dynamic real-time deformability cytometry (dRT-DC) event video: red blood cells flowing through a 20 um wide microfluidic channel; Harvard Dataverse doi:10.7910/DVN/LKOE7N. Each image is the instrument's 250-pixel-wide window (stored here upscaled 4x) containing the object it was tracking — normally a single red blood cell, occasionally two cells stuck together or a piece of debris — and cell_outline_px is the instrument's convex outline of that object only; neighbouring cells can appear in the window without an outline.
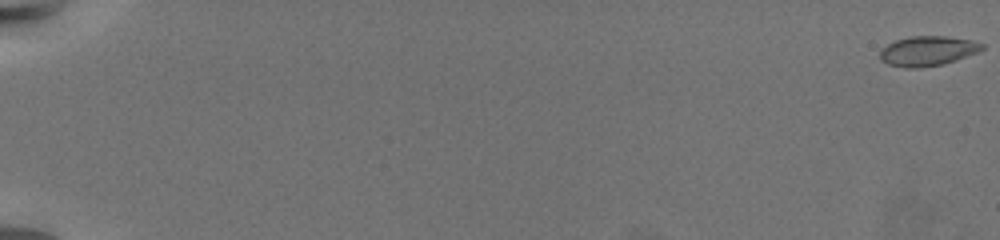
{"species": "common noctule bat (a hibernating species)", "species_latin": "Nyctalus noctula", "temperature_condition": "warm", "stored_images_in_passage": 67, "camera_frame_rate_fps": 3000, "um_per_image_px": 0.085, "animal": {"sex": "female", "body_mass_g": 19.5, "forearm_length_mm": 54.1}, "frame": {"image": 1, "passage_image": 1, "time_ms": 0.0, "image_size_px": [1000, 240], "cell_outline_px": [[984, 48], [980, 52], [944, 64], [920, 68], [904, 68], [888, 64], [880, 60], [880, 52], [888, 44], [896, 40], [912, 36], [944, 36], [972, 40], [984, 44]], "centroid_in_image_um": [78.88, 4.34], "position_along_channel_um": 6.1, "area_um2": 17.8}}
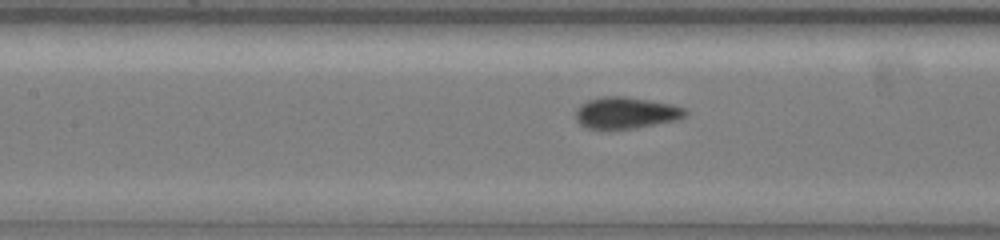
{"frame": {"image": 2, "passage_image": 35, "time_ms": 11.333, "image_size_px": [1000, 240], "cell_outline_px": [[688, 112], [684, 116], [676, 120], [636, 128], [584, 128], [576, 120], [576, 108], [580, 104], [588, 100], [604, 96], [624, 96], [672, 104], [684, 108]], "centroid_in_image_um": [53.18, 9.58], "position_along_channel_um": 154.2, "area_um2": 20.0}}
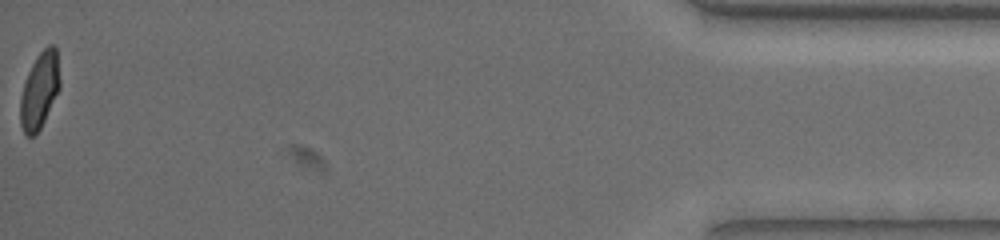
{"frame": {"image": 3, "passage_image": 67, "time_ms": 22.0, "image_size_px": [1000, 240], "cell_outline_px": [[60, 88], [40, 128], [32, 136], [28, 136], [24, 132], [20, 124], [20, 100], [24, 84], [28, 72], [36, 56], [48, 44], [52, 44], [56, 48], [60, 80]], "centroid_in_image_um": [3.37, 7.66], "position_along_channel_um": 431.8, "area_um2": 17.34}, "authors_computed_cell_mechanics": {"area_um2": 18.0914, "velocity_mm_per_s": 3.3758, "shape_relaxation_time_tau1_ms": 4.9715, "shape_relaxation_time_tau2_ms": null, "deformation_change_tau1": 0.1385, "deformation_change_tau2": null}}